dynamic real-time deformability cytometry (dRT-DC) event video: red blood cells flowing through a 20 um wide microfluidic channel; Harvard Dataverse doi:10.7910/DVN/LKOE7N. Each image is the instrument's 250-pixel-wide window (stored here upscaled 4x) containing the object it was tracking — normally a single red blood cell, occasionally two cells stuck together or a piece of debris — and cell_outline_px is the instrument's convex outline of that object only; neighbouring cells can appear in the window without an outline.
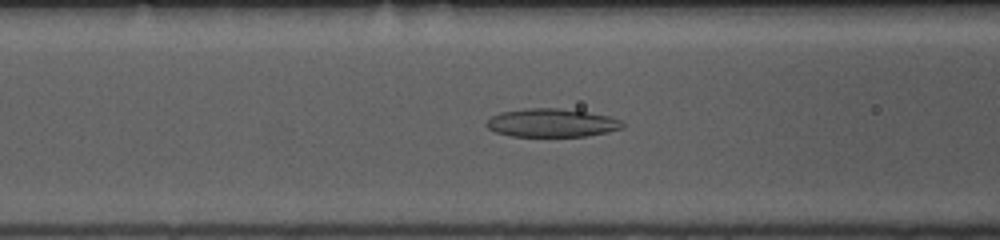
{"species": "common noctule bat (a hibernating species)", "species_latin": "Nyctalus noctula", "temperature_condition": "room temperature", "stored_images_in_passage": 49, "camera_frame_rate_fps": 3000, "um_per_image_px": 0.085, "animal": {"sex": "female", "body_mass_g": 10.0, "forearm_length_mm": 53.1}, "frame": {"image": 1, "passage_image": 16, "time_ms": 5.0, "image_size_px": [1000, 240], "cell_outline_px": [[628, 124], [624, 128], [608, 132], [584, 136], [512, 136], [496, 132], [488, 128], [484, 124], [492, 116], [500, 112], [528, 108], [560, 108], [588, 112], [608, 116], [620, 120]], "centroid_in_image_um": [46.93, 10.44], "position_along_channel_um": 119.7, "area_um2": 22.54}}
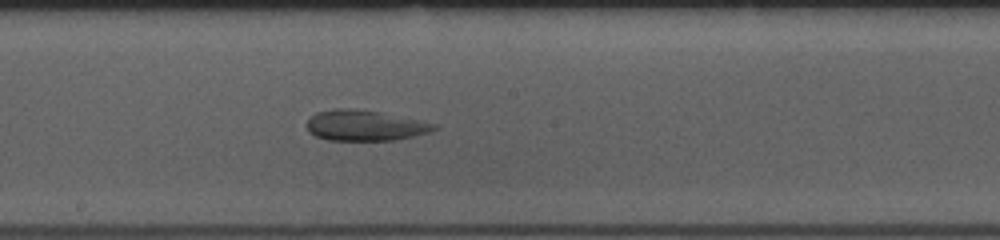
{"frame": {"image": 2, "passage_image": 24, "time_ms": 7.667, "image_size_px": [1000, 240], "cell_outline_px": [[440, 128], [428, 132], [396, 140], [328, 140], [316, 136], [308, 132], [308, 116], [316, 112], [332, 108], [352, 108], [380, 112], [420, 120], [436, 124]], "centroid_in_image_um": [30.99, 10.65], "position_along_channel_um": 217.2, "area_um2": 22.77}}
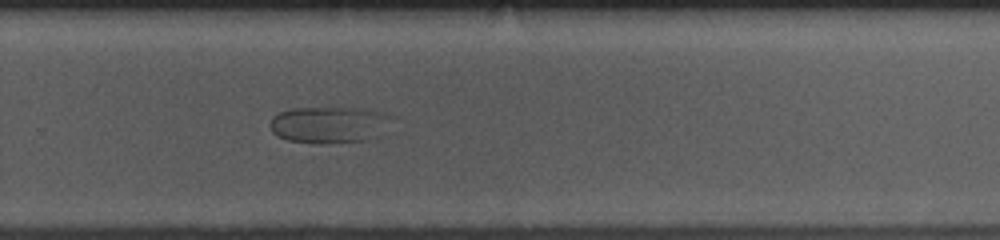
{"frame": {"image": 3, "passage_image": 31, "time_ms": 10.0, "image_size_px": [1000, 240], "cell_outline_px": [[384, 116], [364, 140], [324, 144], [288, 140], [276, 136], [272, 132], [268, 124], [272, 116], [280, 112], [292, 108], [360, 108], [384, 112]], "centroid_in_image_um": [27.62, 10.58], "position_along_channel_um": 302.2, "area_um2": 24.28}}